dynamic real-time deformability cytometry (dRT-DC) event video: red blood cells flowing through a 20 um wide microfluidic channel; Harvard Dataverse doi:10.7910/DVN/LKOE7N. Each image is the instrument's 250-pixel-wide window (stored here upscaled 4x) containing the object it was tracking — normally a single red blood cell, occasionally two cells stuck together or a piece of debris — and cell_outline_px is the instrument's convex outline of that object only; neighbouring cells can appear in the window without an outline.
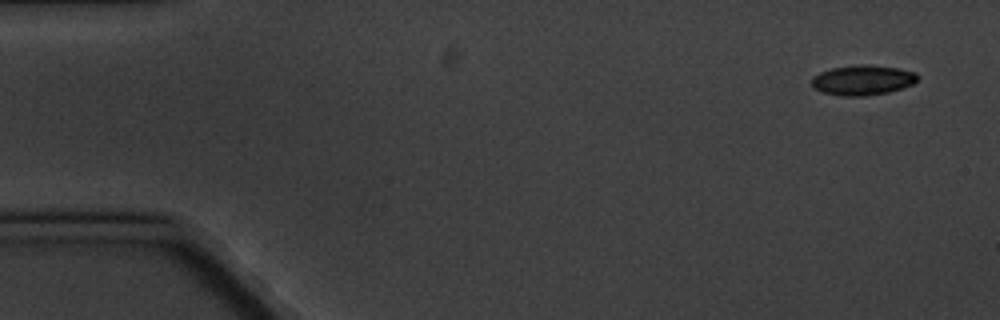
{"species": "common noctule bat (a hibernating species)", "species_latin": "Nyctalus noctula", "temperature_condition": "cold", "stored_images_in_passage": 5, "camera_frame_rate_fps": 3000, "um_per_image_px": 0.085, "animal": {"sex": "male", "body_mass_g": 20.1, "forearm_length_mm": 53.5}, "frame": {"image": 1, "passage_image": 1, "time_ms": 0.0, "image_size_px": [1000, 320], "cell_outline_px": [[916, 80], [912, 84], [888, 92], [864, 96], [844, 96], [824, 92], [816, 88], [812, 84], [812, 76], [820, 72], [832, 68], [860, 64], [868, 64], [896, 68], [916, 72]], "centroid_in_image_um": [73.31, 6.8], "position_along_channel_um": 11.7, "area_um2": 18.21}}
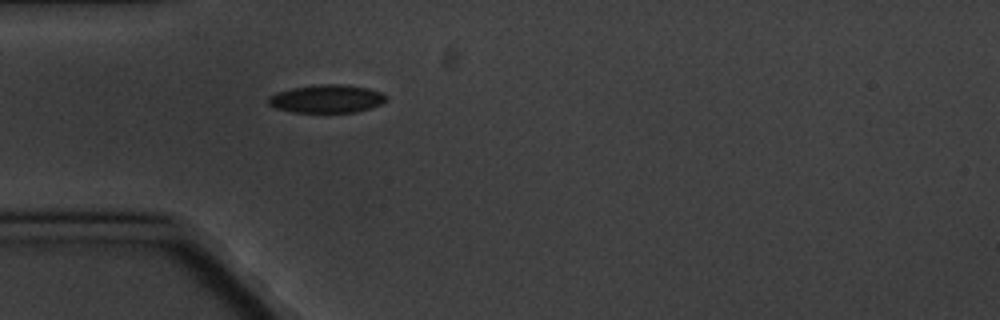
{"frame": {"image": 2, "passage_image": 5, "time_ms": 4.667, "image_size_px": [1000, 320], "cell_outline_px": [[388, 100], [372, 108], [356, 112], [292, 112], [276, 108], [268, 104], [268, 96], [276, 92], [292, 88], [320, 84], [340, 84], [368, 88], [380, 92]], "centroid_in_image_um": [27.75, 8.4], "position_along_channel_um": 57.2, "area_um2": 19.25}}